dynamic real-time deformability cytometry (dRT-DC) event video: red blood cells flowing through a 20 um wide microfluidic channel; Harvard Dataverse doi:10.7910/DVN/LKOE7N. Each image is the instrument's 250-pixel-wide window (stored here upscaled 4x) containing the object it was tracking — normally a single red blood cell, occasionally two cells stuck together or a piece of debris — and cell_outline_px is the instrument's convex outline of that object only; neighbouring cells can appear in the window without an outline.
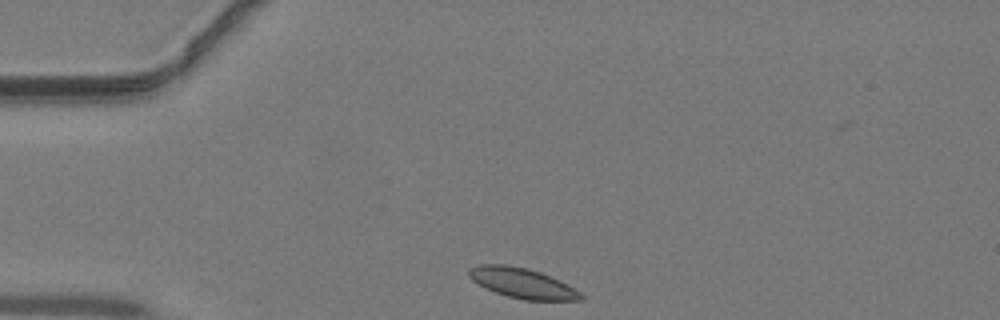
{"species": "common noctule bat (a hibernating species)", "species_latin": "Nyctalus noctula", "temperature_condition": "warm", "stored_images_in_passage": 35, "camera_frame_rate_fps": 3000, "um_per_image_px": 0.085, "animal": {"sex": "male", "body_mass_g": 19.2, "forearm_length_mm": 51.8}, "frame": {"image": 1, "passage_image": 1, "time_ms": 0.0, "image_size_px": [1000, 320], "cell_outline_px": [[584, 300], [524, 300], [508, 296], [496, 292], [472, 280], [468, 276], [468, 268], [480, 264], [504, 264], [528, 268], [540, 272], [580, 292], [584, 296]], "centroid_in_image_um": [44.36, 24.06], "position_along_channel_um": 40.6, "area_um2": 19.25}}
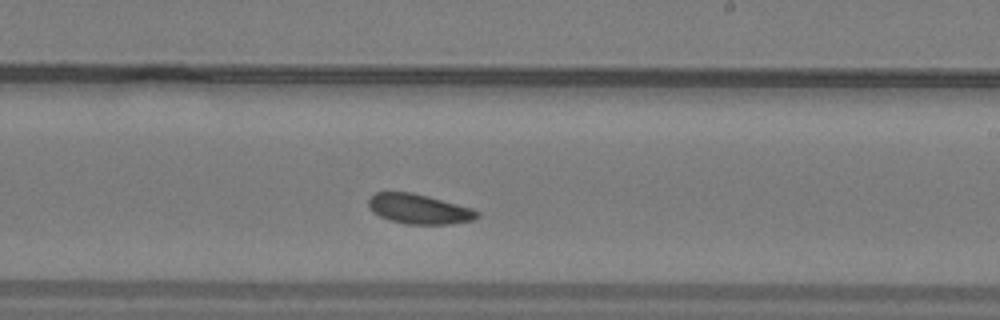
{"frame": {"image": 2, "passage_image": 17, "time_ms": 5.333, "image_size_px": [1000, 320], "cell_outline_px": [[480, 216], [472, 220], [452, 224], [408, 224], [388, 220], [372, 212], [368, 204], [368, 200], [376, 192], [412, 192], [428, 196], [472, 208], [480, 212]], "centroid_in_image_um": [35.62, 17.77], "position_along_channel_um": 253.4, "area_um2": 18.9}}
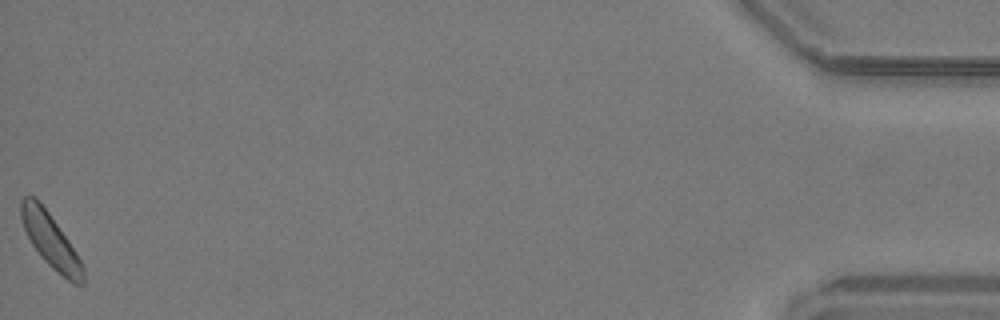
{"frame": {"image": 3, "passage_image": 35, "time_ms": 11.333, "image_size_px": [1000, 320], "cell_outline_px": [[84, 284], [72, 284], [52, 268], [40, 256], [32, 244], [24, 228], [20, 216], [20, 200], [24, 196], [36, 196], [48, 212], [68, 240], [76, 252], [84, 268]], "centroid_in_image_um": [4.29, 20.45], "position_along_channel_um": 430.9, "area_um2": 19.42}}